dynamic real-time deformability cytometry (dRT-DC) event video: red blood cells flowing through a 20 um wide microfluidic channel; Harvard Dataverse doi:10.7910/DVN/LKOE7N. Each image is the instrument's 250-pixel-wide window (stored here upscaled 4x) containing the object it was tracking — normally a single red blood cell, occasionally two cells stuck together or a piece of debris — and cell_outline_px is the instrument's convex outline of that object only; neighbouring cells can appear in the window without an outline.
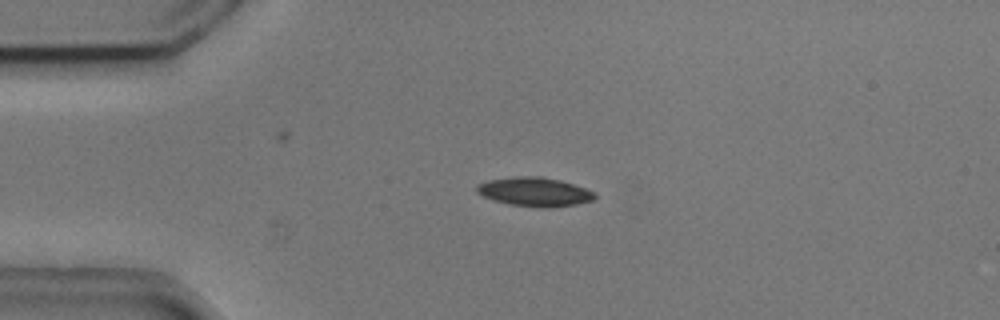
{"species": "common noctule bat (a hibernating species)", "species_latin": "Nyctalus noctula", "temperature_condition": "cold", "stored_images_in_passage": 3, "camera_frame_rate_fps": 3000, "um_per_image_px": 0.085, "animal": {"sex": "male", "body_mass_g": 20.5, "forearm_length_mm": 52.5}, "frame": {"image": 1, "passage_image": 3, "time_ms": 0.667, "image_size_px": [1000, 320], "cell_outline_px": [[596, 200], [576, 204], [544, 208], [508, 204], [492, 200], [476, 192], [476, 184], [488, 180], [512, 176], [540, 176], [560, 180], [596, 192]], "centroid_in_image_um": [45.42, 16.3], "position_along_channel_um": 39.6, "area_um2": 20.06}}